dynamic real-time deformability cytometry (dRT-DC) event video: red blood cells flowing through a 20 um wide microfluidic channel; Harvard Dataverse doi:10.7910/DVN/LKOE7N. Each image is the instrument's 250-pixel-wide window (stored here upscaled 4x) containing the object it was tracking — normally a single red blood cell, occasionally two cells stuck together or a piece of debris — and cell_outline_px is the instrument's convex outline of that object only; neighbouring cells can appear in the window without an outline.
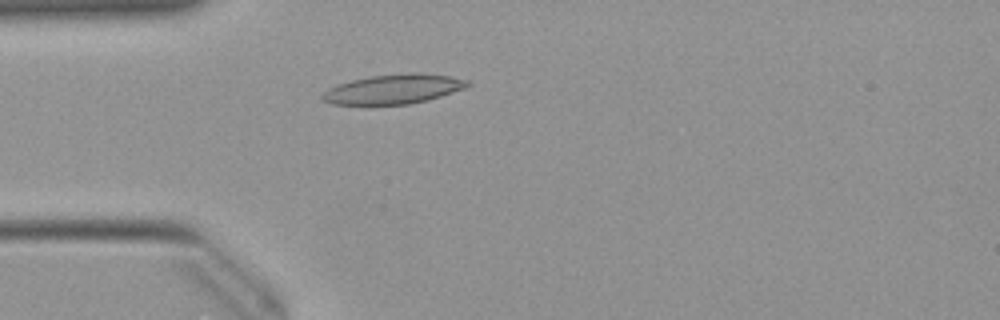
{"species": "Egyptian fruit bat (a non-hibernating species)", "species_latin": "Rousettus aegyptiacus", "temperature_condition": "warm", "stored_images_in_passage": 33, "camera_frame_rate_fps": 3000, "um_per_image_px": 0.085, "animal": {"sex": "female"}, "frame": {"image": 1, "passage_image": 2, "time_ms": 0.333, "image_size_px": [1000, 320], "cell_outline_px": [[472, 84], [468, 88], [428, 100], [408, 104], [332, 104], [324, 100], [320, 96], [328, 88], [336, 84], [368, 76], [412, 72], [420, 72], [448, 76], [472, 80]], "centroid_in_image_um": [33.52, 7.56], "position_along_channel_um": 51.5, "area_um2": 25.26}}
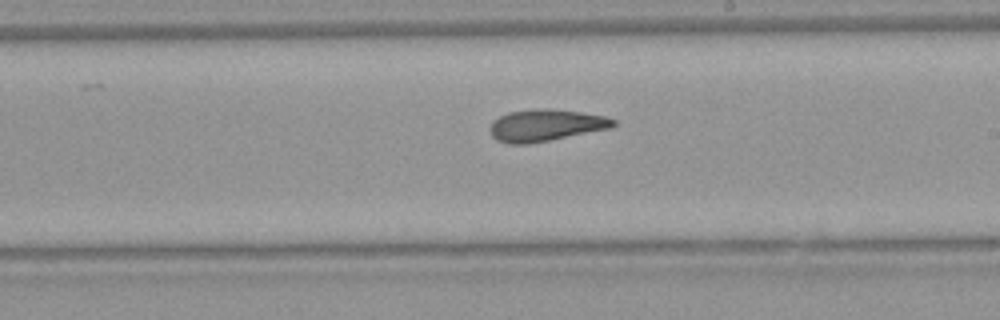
{"frame": {"image": 2, "passage_image": 17, "time_ms": 5.333, "image_size_px": [1000, 320], "cell_outline_px": [[616, 124], [612, 128], [528, 144], [508, 144], [496, 140], [492, 136], [488, 128], [492, 120], [508, 112], [540, 108], [552, 108], [580, 112], [604, 116], [616, 120]], "centroid_in_image_um": [46.35, 10.65], "position_along_channel_um": 242.7, "area_um2": 23.06}}
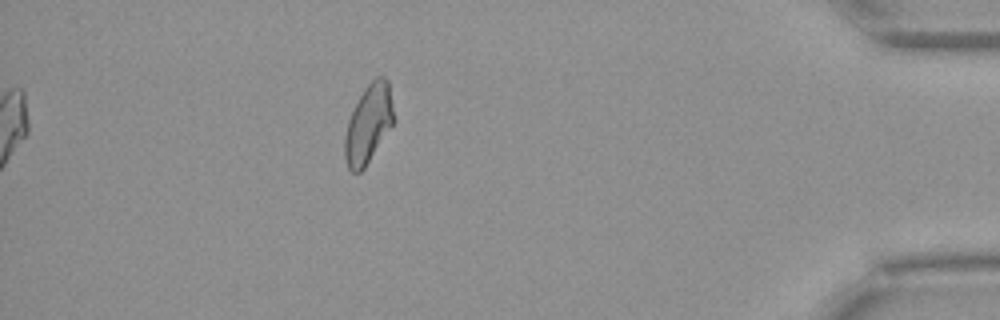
{"frame": {"image": 3, "passage_image": 33, "time_ms": 10.667, "image_size_px": [1000, 320], "cell_outline_px": [[396, 120], [364, 168], [360, 172], [352, 172], [348, 168], [344, 160], [344, 136], [348, 120], [364, 88], [376, 76], [384, 76], [388, 80]], "centroid_in_image_um": [31.33, 10.53], "position_along_channel_um": 403.9, "area_um2": 22.54}, "authors_computed_cell_mechanics": {"area_um2": 22.542, "velocity_mm_per_s": 3.9816, "shape_relaxation_time_tau1_ms": 11.089, "shape_relaxation_time_tau2_ms": 3.1138, "deformation_change_tau1": 0.2346, "deformation_change_tau2": 0.1118}}